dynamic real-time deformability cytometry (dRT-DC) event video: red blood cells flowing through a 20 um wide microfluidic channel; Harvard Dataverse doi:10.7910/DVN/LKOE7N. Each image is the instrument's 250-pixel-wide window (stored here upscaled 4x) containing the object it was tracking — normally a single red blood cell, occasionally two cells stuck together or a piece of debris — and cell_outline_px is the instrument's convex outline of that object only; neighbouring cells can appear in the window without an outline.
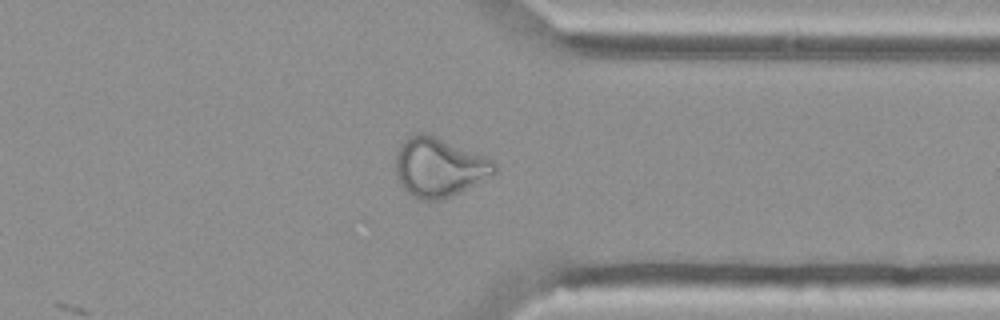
{"species": "Egyptian fruit bat (a non-hibernating species)", "species_latin": "Rousettus aegyptiacus", "temperature_condition": "cold", "stored_images_in_passage": 43, "camera_frame_rate_fps": 3000, "um_per_image_px": 0.085, "animal": {"sex": "female"}, "frame": {"image": 1, "passage_image": 37, "time_ms": 12.0, "image_size_px": [1000, 320], "cell_outline_px": [[496, 172], [460, 192], [440, 200], [420, 200], [412, 196], [400, 184], [396, 176], [396, 156], [400, 144], [408, 136], [416, 132], [428, 132], [484, 156], [492, 160], [496, 164]], "centroid_in_image_um": [37.28, 14.19], "position_along_channel_um": 374.1, "area_um2": 33.99}}